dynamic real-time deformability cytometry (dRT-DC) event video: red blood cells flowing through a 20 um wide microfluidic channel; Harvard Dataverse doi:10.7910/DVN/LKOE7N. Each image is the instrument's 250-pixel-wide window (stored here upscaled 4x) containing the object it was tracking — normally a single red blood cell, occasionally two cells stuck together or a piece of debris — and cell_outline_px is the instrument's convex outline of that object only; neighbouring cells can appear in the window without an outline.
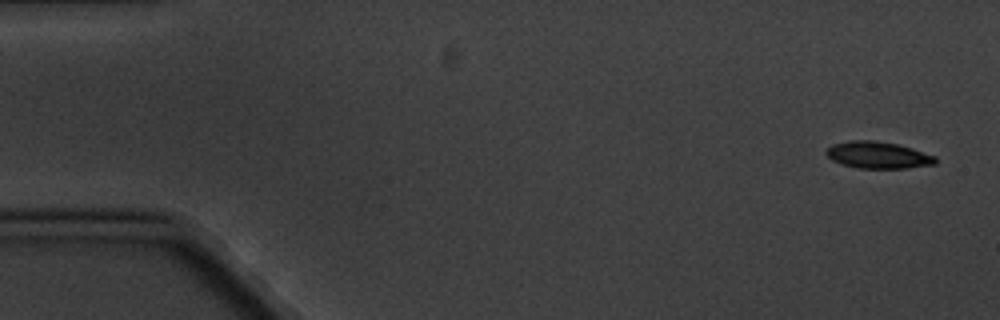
{"species": "common noctule bat (a hibernating species)", "species_latin": "Nyctalus noctula", "temperature_condition": "cold", "stored_images_in_passage": 7, "camera_frame_rate_fps": 3000, "um_per_image_px": 0.085, "animal": {"sex": "male", "body_mass_g": 20.1, "forearm_length_mm": 53.5}, "frame": {"image": 1, "passage_image": 1, "time_ms": 0.0, "image_size_px": [1000, 320], "cell_outline_px": [[936, 164], [908, 168], [856, 168], [840, 164], [832, 160], [824, 152], [832, 144], [848, 140], [876, 140], [896, 144], [912, 148], [936, 156]], "centroid_in_image_um": [74.61, 13.18], "position_along_channel_um": 10.4, "area_um2": 17.22}}